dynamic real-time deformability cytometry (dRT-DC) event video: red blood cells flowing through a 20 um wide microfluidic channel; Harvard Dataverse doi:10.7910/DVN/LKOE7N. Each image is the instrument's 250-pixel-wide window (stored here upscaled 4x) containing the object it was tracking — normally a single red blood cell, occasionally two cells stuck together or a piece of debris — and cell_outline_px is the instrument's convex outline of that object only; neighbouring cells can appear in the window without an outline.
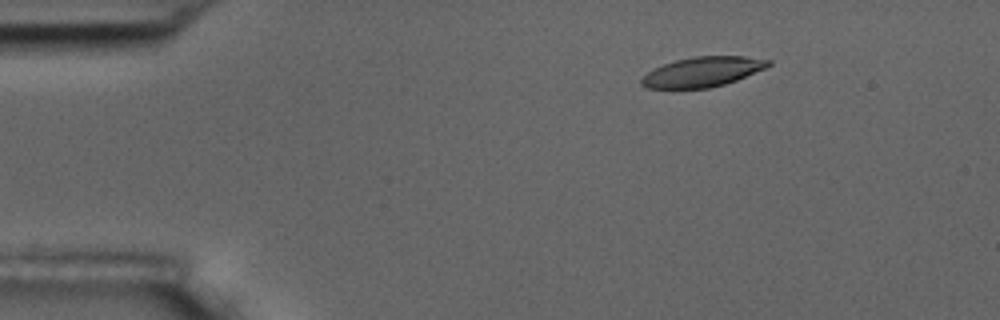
{"species": "common noctule bat (a hibernating species)", "species_latin": "Nyctalus noctula", "temperature_condition": "room temperature", "stored_images_in_passage": 3, "camera_frame_rate_fps": 3000, "um_per_image_px": 0.085, "animal": {"sex": "male", "body_mass_g": 17.5, "forearm_length_mm": 52.3}, "frame": {"image": 1, "passage_image": 1, "time_ms": 0.0, "image_size_px": [1000, 320], "cell_outline_px": [[772, 64], [764, 68], [736, 80], [724, 84], [708, 88], [648, 88], [640, 84], [640, 80], [652, 68], [676, 60], [692, 56], [744, 56], [772, 60]], "centroid_in_image_um": [59.7, 6.09], "position_along_channel_um": 25.3, "area_um2": 21.96}}